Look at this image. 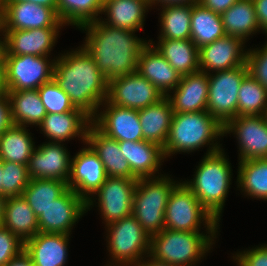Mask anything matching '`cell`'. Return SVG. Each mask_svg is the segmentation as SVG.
I'll return each mask as SVG.
<instances>
[{
	"label": "cell",
	"instance_id": "obj_1",
	"mask_svg": "<svg viewBox=\"0 0 267 266\" xmlns=\"http://www.w3.org/2000/svg\"><path fill=\"white\" fill-rule=\"evenodd\" d=\"M77 29L85 32L82 46L108 81L137 72L138 58L149 40L138 38L135 31L104 24L100 19Z\"/></svg>",
	"mask_w": 267,
	"mask_h": 266
},
{
	"label": "cell",
	"instance_id": "obj_2",
	"mask_svg": "<svg viewBox=\"0 0 267 266\" xmlns=\"http://www.w3.org/2000/svg\"><path fill=\"white\" fill-rule=\"evenodd\" d=\"M53 79L69 96L74 107L91 119L107 99L109 81L82 45L58 54Z\"/></svg>",
	"mask_w": 267,
	"mask_h": 266
},
{
	"label": "cell",
	"instance_id": "obj_3",
	"mask_svg": "<svg viewBox=\"0 0 267 266\" xmlns=\"http://www.w3.org/2000/svg\"><path fill=\"white\" fill-rule=\"evenodd\" d=\"M224 126L207 111L173 113L167 141L163 147L165 159L174 154H190L207 147L204 155L223 149L220 138Z\"/></svg>",
	"mask_w": 267,
	"mask_h": 266
},
{
	"label": "cell",
	"instance_id": "obj_4",
	"mask_svg": "<svg viewBox=\"0 0 267 266\" xmlns=\"http://www.w3.org/2000/svg\"><path fill=\"white\" fill-rule=\"evenodd\" d=\"M224 149L204 155L196 166L194 177L181 179L218 223L233 179V169Z\"/></svg>",
	"mask_w": 267,
	"mask_h": 266
},
{
	"label": "cell",
	"instance_id": "obj_5",
	"mask_svg": "<svg viewBox=\"0 0 267 266\" xmlns=\"http://www.w3.org/2000/svg\"><path fill=\"white\" fill-rule=\"evenodd\" d=\"M218 234L164 228L150 236L149 257L173 266H196L213 250Z\"/></svg>",
	"mask_w": 267,
	"mask_h": 266
},
{
	"label": "cell",
	"instance_id": "obj_6",
	"mask_svg": "<svg viewBox=\"0 0 267 266\" xmlns=\"http://www.w3.org/2000/svg\"><path fill=\"white\" fill-rule=\"evenodd\" d=\"M164 173L158 177L139 178L133 194L132 215L149 236L165 228V209L173 188L179 183Z\"/></svg>",
	"mask_w": 267,
	"mask_h": 266
},
{
	"label": "cell",
	"instance_id": "obj_7",
	"mask_svg": "<svg viewBox=\"0 0 267 266\" xmlns=\"http://www.w3.org/2000/svg\"><path fill=\"white\" fill-rule=\"evenodd\" d=\"M109 257L104 266H136L149 256L150 236L131 214L106 225Z\"/></svg>",
	"mask_w": 267,
	"mask_h": 266
},
{
	"label": "cell",
	"instance_id": "obj_8",
	"mask_svg": "<svg viewBox=\"0 0 267 266\" xmlns=\"http://www.w3.org/2000/svg\"><path fill=\"white\" fill-rule=\"evenodd\" d=\"M179 181L171 191L165 209V228L187 232H219L220 223L201 205L182 180Z\"/></svg>",
	"mask_w": 267,
	"mask_h": 266
},
{
	"label": "cell",
	"instance_id": "obj_9",
	"mask_svg": "<svg viewBox=\"0 0 267 266\" xmlns=\"http://www.w3.org/2000/svg\"><path fill=\"white\" fill-rule=\"evenodd\" d=\"M248 74L247 65L208 74L207 112L223 126L237 116L240 83Z\"/></svg>",
	"mask_w": 267,
	"mask_h": 266
},
{
	"label": "cell",
	"instance_id": "obj_10",
	"mask_svg": "<svg viewBox=\"0 0 267 266\" xmlns=\"http://www.w3.org/2000/svg\"><path fill=\"white\" fill-rule=\"evenodd\" d=\"M137 181L138 179L107 177L100 188L86 200L87 212L97 204L95 207H98V214L105 226L131 215Z\"/></svg>",
	"mask_w": 267,
	"mask_h": 266
},
{
	"label": "cell",
	"instance_id": "obj_11",
	"mask_svg": "<svg viewBox=\"0 0 267 266\" xmlns=\"http://www.w3.org/2000/svg\"><path fill=\"white\" fill-rule=\"evenodd\" d=\"M57 57L4 55L7 91L35 90L50 82Z\"/></svg>",
	"mask_w": 267,
	"mask_h": 266
},
{
	"label": "cell",
	"instance_id": "obj_12",
	"mask_svg": "<svg viewBox=\"0 0 267 266\" xmlns=\"http://www.w3.org/2000/svg\"><path fill=\"white\" fill-rule=\"evenodd\" d=\"M224 136L238 143V161L267 158V124L263 115L236 116L224 125Z\"/></svg>",
	"mask_w": 267,
	"mask_h": 266
},
{
	"label": "cell",
	"instance_id": "obj_13",
	"mask_svg": "<svg viewBox=\"0 0 267 266\" xmlns=\"http://www.w3.org/2000/svg\"><path fill=\"white\" fill-rule=\"evenodd\" d=\"M86 202L68 188L38 217L39 232L71 235L74 225L87 213Z\"/></svg>",
	"mask_w": 267,
	"mask_h": 266
},
{
	"label": "cell",
	"instance_id": "obj_14",
	"mask_svg": "<svg viewBox=\"0 0 267 266\" xmlns=\"http://www.w3.org/2000/svg\"><path fill=\"white\" fill-rule=\"evenodd\" d=\"M163 97L150 81L135 72L109 81L106 100L110 104L139 110Z\"/></svg>",
	"mask_w": 267,
	"mask_h": 266
},
{
	"label": "cell",
	"instance_id": "obj_15",
	"mask_svg": "<svg viewBox=\"0 0 267 266\" xmlns=\"http://www.w3.org/2000/svg\"><path fill=\"white\" fill-rule=\"evenodd\" d=\"M2 30L65 27L54 8L30 2H1Z\"/></svg>",
	"mask_w": 267,
	"mask_h": 266
},
{
	"label": "cell",
	"instance_id": "obj_16",
	"mask_svg": "<svg viewBox=\"0 0 267 266\" xmlns=\"http://www.w3.org/2000/svg\"><path fill=\"white\" fill-rule=\"evenodd\" d=\"M91 120L92 124L109 138L118 141L144 140L137 109L120 107L105 100Z\"/></svg>",
	"mask_w": 267,
	"mask_h": 266
},
{
	"label": "cell",
	"instance_id": "obj_17",
	"mask_svg": "<svg viewBox=\"0 0 267 266\" xmlns=\"http://www.w3.org/2000/svg\"><path fill=\"white\" fill-rule=\"evenodd\" d=\"M63 27L27 30H2L3 55H34L51 57ZM58 37V38H57Z\"/></svg>",
	"mask_w": 267,
	"mask_h": 266
},
{
	"label": "cell",
	"instance_id": "obj_18",
	"mask_svg": "<svg viewBox=\"0 0 267 266\" xmlns=\"http://www.w3.org/2000/svg\"><path fill=\"white\" fill-rule=\"evenodd\" d=\"M65 143L45 141L37 145L27 164L31 179H55L68 183L71 175V154Z\"/></svg>",
	"mask_w": 267,
	"mask_h": 266
},
{
	"label": "cell",
	"instance_id": "obj_19",
	"mask_svg": "<svg viewBox=\"0 0 267 266\" xmlns=\"http://www.w3.org/2000/svg\"><path fill=\"white\" fill-rule=\"evenodd\" d=\"M246 55L245 42L226 35L199 48L200 71L209 74L245 65Z\"/></svg>",
	"mask_w": 267,
	"mask_h": 266
},
{
	"label": "cell",
	"instance_id": "obj_20",
	"mask_svg": "<svg viewBox=\"0 0 267 266\" xmlns=\"http://www.w3.org/2000/svg\"><path fill=\"white\" fill-rule=\"evenodd\" d=\"M107 177L103 163L87 143L71 158L68 187L85 200L100 188Z\"/></svg>",
	"mask_w": 267,
	"mask_h": 266
},
{
	"label": "cell",
	"instance_id": "obj_21",
	"mask_svg": "<svg viewBox=\"0 0 267 266\" xmlns=\"http://www.w3.org/2000/svg\"><path fill=\"white\" fill-rule=\"evenodd\" d=\"M91 123V118L76 108L74 111L46 114L38 128L49 142L64 143L77 137L86 144V131Z\"/></svg>",
	"mask_w": 267,
	"mask_h": 266
},
{
	"label": "cell",
	"instance_id": "obj_22",
	"mask_svg": "<svg viewBox=\"0 0 267 266\" xmlns=\"http://www.w3.org/2000/svg\"><path fill=\"white\" fill-rule=\"evenodd\" d=\"M119 146L131 172L138 179L163 175L160 170L166 160L163 147L159 144L146 140H125L119 141Z\"/></svg>",
	"mask_w": 267,
	"mask_h": 266
},
{
	"label": "cell",
	"instance_id": "obj_23",
	"mask_svg": "<svg viewBox=\"0 0 267 266\" xmlns=\"http://www.w3.org/2000/svg\"><path fill=\"white\" fill-rule=\"evenodd\" d=\"M208 74L197 72L182 76L177 87L168 95L174 113L207 111Z\"/></svg>",
	"mask_w": 267,
	"mask_h": 266
},
{
	"label": "cell",
	"instance_id": "obj_24",
	"mask_svg": "<svg viewBox=\"0 0 267 266\" xmlns=\"http://www.w3.org/2000/svg\"><path fill=\"white\" fill-rule=\"evenodd\" d=\"M71 235L39 232L24 242L33 266H66Z\"/></svg>",
	"mask_w": 267,
	"mask_h": 266
},
{
	"label": "cell",
	"instance_id": "obj_25",
	"mask_svg": "<svg viewBox=\"0 0 267 266\" xmlns=\"http://www.w3.org/2000/svg\"><path fill=\"white\" fill-rule=\"evenodd\" d=\"M137 72L150 81L163 96L174 90L182 78L150 42L140 53Z\"/></svg>",
	"mask_w": 267,
	"mask_h": 266
},
{
	"label": "cell",
	"instance_id": "obj_26",
	"mask_svg": "<svg viewBox=\"0 0 267 266\" xmlns=\"http://www.w3.org/2000/svg\"><path fill=\"white\" fill-rule=\"evenodd\" d=\"M86 143L98 155L108 177L138 179L124 158L119 141L101 133L92 123L86 131Z\"/></svg>",
	"mask_w": 267,
	"mask_h": 266
},
{
	"label": "cell",
	"instance_id": "obj_27",
	"mask_svg": "<svg viewBox=\"0 0 267 266\" xmlns=\"http://www.w3.org/2000/svg\"><path fill=\"white\" fill-rule=\"evenodd\" d=\"M148 9H153L149 0H104V19L101 17L100 20L112 27L137 32L145 25Z\"/></svg>",
	"mask_w": 267,
	"mask_h": 266
},
{
	"label": "cell",
	"instance_id": "obj_28",
	"mask_svg": "<svg viewBox=\"0 0 267 266\" xmlns=\"http://www.w3.org/2000/svg\"><path fill=\"white\" fill-rule=\"evenodd\" d=\"M149 42L181 75H188L200 71L199 48L191 39H157Z\"/></svg>",
	"mask_w": 267,
	"mask_h": 266
},
{
	"label": "cell",
	"instance_id": "obj_29",
	"mask_svg": "<svg viewBox=\"0 0 267 266\" xmlns=\"http://www.w3.org/2000/svg\"><path fill=\"white\" fill-rule=\"evenodd\" d=\"M173 108L167 96L157 103L138 110L143 138L164 147L171 126Z\"/></svg>",
	"mask_w": 267,
	"mask_h": 266
},
{
	"label": "cell",
	"instance_id": "obj_30",
	"mask_svg": "<svg viewBox=\"0 0 267 266\" xmlns=\"http://www.w3.org/2000/svg\"><path fill=\"white\" fill-rule=\"evenodd\" d=\"M3 227L23 242L39 233L38 218L23 196L4 200Z\"/></svg>",
	"mask_w": 267,
	"mask_h": 266
},
{
	"label": "cell",
	"instance_id": "obj_31",
	"mask_svg": "<svg viewBox=\"0 0 267 266\" xmlns=\"http://www.w3.org/2000/svg\"><path fill=\"white\" fill-rule=\"evenodd\" d=\"M221 18L226 35L241 38L245 43L262 32L253 0H238L221 14Z\"/></svg>",
	"mask_w": 267,
	"mask_h": 266
},
{
	"label": "cell",
	"instance_id": "obj_32",
	"mask_svg": "<svg viewBox=\"0 0 267 266\" xmlns=\"http://www.w3.org/2000/svg\"><path fill=\"white\" fill-rule=\"evenodd\" d=\"M11 107L13 125L38 127L47 111L40 99L37 89L7 91Z\"/></svg>",
	"mask_w": 267,
	"mask_h": 266
},
{
	"label": "cell",
	"instance_id": "obj_33",
	"mask_svg": "<svg viewBox=\"0 0 267 266\" xmlns=\"http://www.w3.org/2000/svg\"><path fill=\"white\" fill-rule=\"evenodd\" d=\"M236 185L241 194L267 201V158L238 161Z\"/></svg>",
	"mask_w": 267,
	"mask_h": 266
},
{
	"label": "cell",
	"instance_id": "obj_34",
	"mask_svg": "<svg viewBox=\"0 0 267 266\" xmlns=\"http://www.w3.org/2000/svg\"><path fill=\"white\" fill-rule=\"evenodd\" d=\"M27 127L12 125L0 135V160L27 165L36 145Z\"/></svg>",
	"mask_w": 267,
	"mask_h": 266
},
{
	"label": "cell",
	"instance_id": "obj_35",
	"mask_svg": "<svg viewBox=\"0 0 267 266\" xmlns=\"http://www.w3.org/2000/svg\"><path fill=\"white\" fill-rule=\"evenodd\" d=\"M160 10L158 39H190L192 4H167ZM162 8V9H161Z\"/></svg>",
	"mask_w": 267,
	"mask_h": 266
},
{
	"label": "cell",
	"instance_id": "obj_36",
	"mask_svg": "<svg viewBox=\"0 0 267 266\" xmlns=\"http://www.w3.org/2000/svg\"><path fill=\"white\" fill-rule=\"evenodd\" d=\"M226 36L221 15L203 7L200 3L192 4L190 39L200 48Z\"/></svg>",
	"mask_w": 267,
	"mask_h": 266
},
{
	"label": "cell",
	"instance_id": "obj_37",
	"mask_svg": "<svg viewBox=\"0 0 267 266\" xmlns=\"http://www.w3.org/2000/svg\"><path fill=\"white\" fill-rule=\"evenodd\" d=\"M104 0H57V14L65 26L76 29L102 17Z\"/></svg>",
	"mask_w": 267,
	"mask_h": 266
},
{
	"label": "cell",
	"instance_id": "obj_38",
	"mask_svg": "<svg viewBox=\"0 0 267 266\" xmlns=\"http://www.w3.org/2000/svg\"><path fill=\"white\" fill-rule=\"evenodd\" d=\"M68 188V183L62 180L30 179L22 196L38 218Z\"/></svg>",
	"mask_w": 267,
	"mask_h": 266
},
{
	"label": "cell",
	"instance_id": "obj_39",
	"mask_svg": "<svg viewBox=\"0 0 267 266\" xmlns=\"http://www.w3.org/2000/svg\"><path fill=\"white\" fill-rule=\"evenodd\" d=\"M267 108V90L247 74L240 83L237 116L263 115Z\"/></svg>",
	"mask_w": 267,
	"mask_h": 266
},
{
	"label": "cell",
	"instance_id": "obj_40",
	"mask_svg": "<svg viewBox=\"0 0 267 266\" xmlns=\"http://www.w3.org/2000/svg\"><path fill=\"white\" fill-rule=\"evenodd\" d=\"M30 179L27 165L3 161L2 197L22 196Z\"/></svg>",
	"mask_w": 267,
	"mask_h": 266
},
{
	"label": "cell",
	"instance_id": "obj_41",
	"mask_svg": "<svg viewBox=\"0 0 267 266\" xmlns=\"http://www.w3.org/2000/svg\"><path fill=\"white\" fill-rule=\"evenodd\" d=\"M37 91L47 114L64 113L76 109L70 102L69 96L60 88L54 79L40 86Z\"/></svg>",
	"mask_w": 267,
	"mask_h": 266
},
{
	"label": "cell",
	"instance_id": "obj_42",
	"mask_svg": "<svg viewBox=\"0 0 267 266\" xmlns=\"http://www.w3.org/2000/svg\"><path fill=\"white\" fill-rule=\"evenodd\" d=\"M248 74L267 90V41L259 48H248L246 55Z\"/></svg>",
	"mask_w": 267,
	"mask_h": 266
},
{
	"label": "cell",
	"instance_id": "obj_43",
	"mask_svg": "<svg viewBox=\"0 0 267 266\" xmlns=\"http://www.w3.org/2000/svg\"><path fill=\"white\" fill-rule=\"evenodd\" d=\"M23 250L24 242L2 226L0 228V266H5Z\"/></svg>",
	"mask_w": 267,
	"mask_h": 266
},
{
	"label": "cell",
	"instance_id": "obj_44",
	"mask_svg": "<svg viewBox=\"0 0 267 266\" xmlns=\"http://www.w3.org/2000/svg\"><path fill=\"white\" fill-rule=\"evenodd\" d=\"M231 259L236 266H267V244H258L256 247L234 252Z\"/></svg>",
	"mask_w": 267,
	"mask_h": 266
},
{
	"label": "cell",
	"instance_id": "obj_45",
	"mask_svg": "<svg viewBox=\"0 0 267 266\" xmlns=\"http://www.w3.org/2000/svg\"><path fill=\"white\" fill-rule=\"evenodd\" d=\"M13 125L7 93L0 94V134Z\"/></svg>",
	"mask_w": 267,
	"mask_h": 266
},
{
	"label": "cell",
	"instance_id": "obj_46",
	"mask_svg": "<svg viewBox=\"0 0 267 266\" xmlns=\"http://www.w3.org/2000/svg\"><path fill=\"white\" fill-rule=\"evenodd\" d=\"M238 0H199V3L215 13L222 14L224 11L229 9Z\"/></svg>",
	"mask_w": 267,
	"mask_h": 266
},
{
	"label": "cell",
	"instance_id": "obj_47",
	"mask_svg": "<svg viewBox=\"0 0 267 266\" xmlns=\"http://www.w3.org/2000/svg\"><path fill=\"white\" fill-rule=\"evenodd\" d=\"M262 34L267 37V0H253Z\"/></svg>",
	"mask_w": 267,
	"mask_h": 266
},
{
	"label": "cell",
	"instance_id": "obj_48",
	"mask_svg": "<svg viewBox=\"0 0 267 266\" xmlns=\"http://www.w3.org/2000/svg\"><path fill=\"white\" fill-rule=\"evenodd\" d=\"M5 266H33L29 255L23 250L19 255L11 259Z\"/></svg>",
	"mask_w": 267,
	"mask_h": 266
},
{
	"label": "cell",
	"instance_id": "obj_49",
	"mask_svg": "<svg viewBox=\"0 0 267 266\" xmlns=\"http://www.w3.org/2000/svg\"><path fill=\"white\" fill-rule=\"evenodd\" d=\"M153 9L155 6H163L167 4H196L199 3V0H149Z\"/></svg>",
	"mask_w": 267,
	"mask_h": 266
},
{
	"label": "cell",
	"instance_id": "obj_50",
	"mask_svg": "<svg viewBox=\"0 0 267 266\" xmlns=\"http://www.w3.org/2000/svg\"><path fill=\"white\" fill-rule=\"evenodd\" d=\"M1 2H30L49 8H54L57 11V0H1Z\"/></svg>",
	"mask_w": 267,
	"mask_h": 266
},
{
	"label": "cell",
	"instance_id": "obj_51",
	"mask_svg": "<svg viewBox=\"0 0 267 266\" xmlns=\"http://www.w3.org/2000/svg\"><path fill=\"white\" fill-rule=\"evenodd\" d=\"M7 93L3 49H0V94Z\"/></svg>",
	"mask_w": 267,
	"mask_h": 266
},
{
	"label": "cell",
	"instance_id": "obj_52",
	"mask_svg": "<svg viewBox=\"0 0 267 266\" xmlns=\"http://www.w3.org/2000/svg\"><path fill=\"white\" fill-rule=\"evenodd\" d=\"M136 266H173L167 263L159 262L157 260L152 259L149 256H146L141 262H139Z\"/></svg>",
	"mask_w": 267,
	"mask_h": 266
},
{
	"label": "cell",
	"instance_id": "obj_53",
	"mask_svg": "<svg viewBox=\"0 0 267 266\" xmlns=\"http://www.w3.org/2000/svg\"><path fill=\"white\" fill-rule=\"evenodd\" d=\"M4 197H0V228L3 226Z\"/></svg>",
	"mask_w": 267,
	"mask_h": 266
},
{
	"label": "cell",
	"instance_id": "obj_54",
	"mask_svg": "<svg viewBox=\"0 0 267 266\" xmlns=\"http://www.w3.org/2000/svg\"><path fill=\"white\" fill-rule=\"evenodd\" d=\"M2 173H3V161L0 160V197H2Z\"/></svg>",
	"mask_w": 267,
	"mask_h": 266
},
{
	"label": "cell",
	"instance_id": "obj_55",
	"mask_svg": "<svg viewBox=\"0 0 267 266\" xmlns=\"http://www.w3.org/2000/svg\"><path fill=\"white\" fill-rule=\"evenodd\" d=\"M2 48V29H1V22H0V49Z\"/></svg>",
	"mask_w": 267,
	"mask_h": 266
},
{
	"label": "cell",
	"instance_id": "obj_56",
	"mask_svg": "<svg viewBox=\"0 0 267 266\" xmlns=\"http://www.w3.org/2000/svg\"><path fill=\"white\" fill-rule=\"evenodd\" d=\"M263 117H264V120L266 121V124H267V108L265 110V113L263 114Z\"/></svg>",
	"mask_w": 267,
	"mask_h": 266
}]
</instances>
